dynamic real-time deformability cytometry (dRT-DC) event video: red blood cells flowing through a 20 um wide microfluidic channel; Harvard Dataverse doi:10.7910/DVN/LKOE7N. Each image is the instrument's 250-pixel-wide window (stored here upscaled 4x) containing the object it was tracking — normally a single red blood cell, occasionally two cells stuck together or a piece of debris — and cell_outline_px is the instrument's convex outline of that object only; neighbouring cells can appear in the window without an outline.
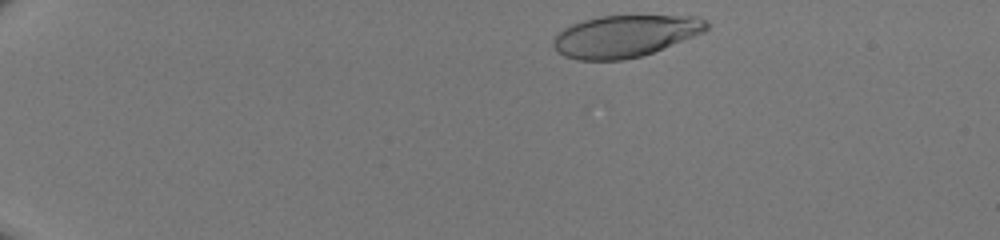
{"species": "human", "species_latin": "Homo sapiens", "temperature_condition": "room temperature", "stored_images_in_passage": 41, "camera_frame_rate_fps": 3000, "um_per_image_px": 0.085, "donor": {"sex": "male"}, "frame": {"image": 1, "passage_image": 2, "time_ms": 0.333, "image_size_px": [1000, 240], "cell_outline_px": [[708, 28], [704, 32], [652, 52], [640, 56], [624, 60], [576, 60], [564, 56], [556, 52], [552, 44], [552, 40], [564, 28], [572, 24], [584, 20], [600, 16], [700, 16], [708, 24]], "centroid_in_image_um": [53.09, 3.07], "position_along_channel_um": 31.9, "area_um2": 37.22}}
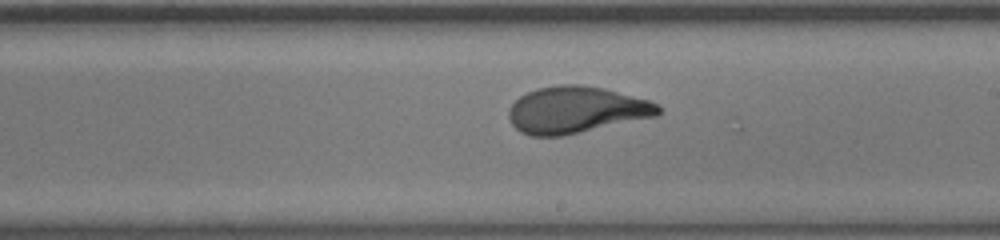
{"frame": {"image": 2, "passage_image": 24, "time_ms": 7.667, "image_size_px": [1000, 240], "cell_outline_px": [[660, 112], [656, 116], [560, 136], [532, 136], [520, 132], [512, 124], [508, 116], [508, 108], [520, 96], [536, 88], [560, 84], [580, 84], [604, 88], [648, 100], [656, 104], [660, 108]], "centroid_in_image_um": [48.92, 9.33], "position_along_channel_um": 240.1, "area_um2": 40.4}}
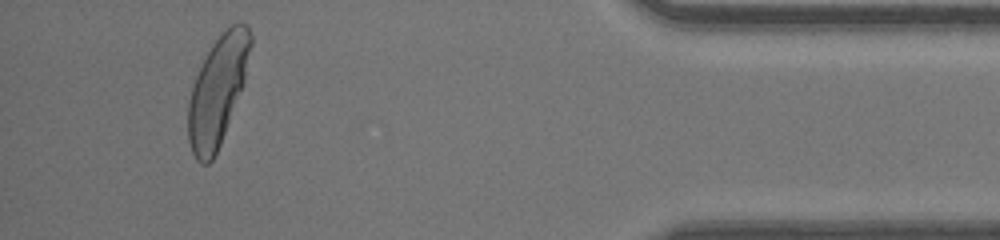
{"frame": {"image": 3, "passage_image": 39, "time_ms": 12.667, "image_size_px": [1000, 240], "cell_outline_px": [[252, 44], [244, 84], [220, 144], [212, 160], [208, 164], [200, 164], [196, 160], [192, 152], [188, 140], [188, 100], [196, 76], [212, 44], [232, 24], [248, 24], [252, 36]], "centroid_in_image_um": [18.51, 7.73], "position_along_channel_um": 416.7, "area_um2": 39.25}}